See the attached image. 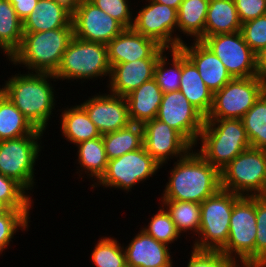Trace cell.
Masks as SVG:
<instances>
[{"mask_svg":"<svg viewBox=\"0 0 266 267\" xmlns=\"http://www.w3.org/2000/svg\"><path fill=\"white\" fill-rule=\"evenodd\" d=\"M161 200L202 203L221 189L220 171L198 152L175 162Z\"/></svg>","mask_w":266,"mask_h":267,"instance_id":"6da1fadb","label":"cell"},{"mask_svg":"<svg viewBox=\"0 0 266 267\" xmlns=\"http://www.w3.org/2000/svg\"><path fill=\"white\" fill-rule=\"evenodd\" d=\"M50 78L56 79L53 73L31 71L25 75L15 74L2 86V93L41 131H45L56 104Z\"/></svg>","mask_w":266,"mask_h":267,"instance_id":"7a4b0ae2","label":"cell"},{"mask_svg":"<svg viewBox=\"0 0 266 267\" xmlns=\"http://www.w3.org/2000/svg\"><path fill=\"white\" fill-rule=\"evenodd\" d=\"M198 140L197 152L219 171L251 147L242 119H205Z\"/></svg>","mask_w":266,"mask_h":267,"instance_id":"3957f363","label":"cell"},{"mask_svg":"<svg viewBox=\"0 0 266 267\" xmlns=\"http://www.w3.org/2000/svg\"><path fill=\"white\" fill-rule=\"evenodd\" d=\"M73 36V26L24 33L20 48L9 60L16 65H25L29 71L54 74Z\"/></svg>","mask_w":266,"mask_h":267,"instance_id":"277c9868","label":"cell"},{"mask_svg":"<svg viewBox=\"0 0 266 267\" xmlns=\"http://www.w3.org/2000/svg\"><path fill=\"white\" fill-rule=\"evenodd\" d=\"M220 175L223 190L247 197L266 196V150L246 149L226 165Z\"/></svg>","mask_w":266,"mask_h":267,"instance_id":"5b68a950","label":"cell"},{"mask_svg":"<svg viewBox=\"0 0 266 267\" xmlns=\"http://www.w3.org/2000/svg\"><path fill=\"white\" fill-rule=\"evenodd\" d=\"M110 71L106 44L89 42L73 36L54 76L57 80H90L110 76Z\"/></svg>","mask_w":266,"mask_h":267,"instance_id":"8992f818","label":"cell"},{"mask_svg":"<svg viewBox=\"0 0 266 267\" xmlns=\"http://www.w3.org/2000/svg\"><path fill=\"white\" fill-rule=\"evenodd\" d=\"M242 196L220 189L201 204V222L193 249L220 251L227 243L234 204Z\"/></svg>","mask_w":266,"mask_h":267,"instance_id":"52a82bcc","label":"cell"},{"mask_svg":"<svg viewBox=\"0 0 266 267\" xmlns=\"http://www.w3.org/2000/svg\"><path fill=\"white\" fill-rule=\"evenodd\" d=\"M256 234V196H242L233 206L229 236L220 252L238 258L244 267H255Z\"/></svg>","mask_w":266,"mask_h":267,"instance_id":"ba28073f","label":"cell"},{"mask_svg":"<svg viewBox=\"0 0 266 267\" xmlns=\"http://www.w3.org/2000/svg\"><path fill=\"white\" fill-rule=\"evenodd\" d=\"M266 91V82L259 76L233 78L213 93V103L205 119H242Z\"/></svg>","mask_w":266,"mask_h":267,"instance_id":"9c48e42d","label":"cell"},{"mask_svg":"<svg viewBox=\"0 0 266 267\" xmlns=\"http://www.w3.org/2000/svg\"><path fill=\"white\" fill-rule=\"evenodd\" d=\"M42 135L29 134L0 141V174L14 179L27 191L35 184L34 165L41 151L38 139H42Z\"/></svg>","mask_w":266,"mask_h":267,"instance_id":"30bf717a","label":"cell"},{"mask_svg":"<svg viewBox=\"0 0 266 267\" xmlns=\"http://www.w3.org/2000/svg\"><path fill=\"white\" fill-rule=\"evenodd\" d=\"M161 165L141 148L128 152L118 158L108 160L105 174L98 185L114 187L129 192L137 183L150 178Z\"/></svg>","mask_w":266,"mask_h":267,"instance_id":"8fae6325","label":"cell"},{"mask_svg":"<svg viewBox=\"0 0 266 267\" xmlns=\"http://www.w3.org/2000/svg\"><path fill=\"white\" fill-rule=\"evenodd\" d=\"M202 42L222 61L233 78L258 76L256 54L244 41L241 31L208 36Z\"/></svg>","mask_w":266,"mask_h":267,"instance_id":"7c38bea8","label":"cell"},{"mask_svg":"<svg viewBox=\"0 0 266 267\" xmlns=\"http://www.w3.org/2000/svg\"><path fill=\"white\" fill-rule=\"evenodd\" d=\"M139 14L134 17L132 28L143 36L155 40L160 46L167 49H179L184 42L180 37L173 36L177 28L178 11L172 7L152 0Z\"/></svg>","mask_w":266,"mask_h":267,"instance_id":"4fadbf2b","label":"cell"},{"mask_svg":"<svg viewBox=\"0 0 266 267\" xmlns=\"http://www.w3.org/2000/svg\"><path fill=\"white\" fill-rule=\"evenodd\" d=\"M72 24L75 37L106 45L125 29L89 0H79L72 5Z\"/></svg>","mask_w":266,"mask_h":267,"instance_id":"5bb4252c","label":"cell"},{"mask_svg":"<svg viewBox=\"0 0 266 267\" xmlns=\"http://www.w3.org/2000/svg\"><path fill=\"white\" fill-rule=\"evenodd\" d=\"M156 118L178 131L192 146L198 142L205 117L180 91L163 94Z\"/></svg>","mask_w":266,"mask_h":267,"instance_id":"9a60e30c","label":"cell"},{"mask_svg":"<svg viewBox=\"0 0 266 267\" xmlns=\"http://www.w3.org/2000/svg\"><path fill=\"white\" fill-rule=\"evenodd\" d=\"M143 146L161 166L170 157H185L193 148L178 131L157 118L143 124Z\"/></svg>","mask_w":266,"mask_h":267,"instance_id":"2e32d148","label":"cell"},{"mask_svg":"<svg viewBox=\"0 0 266 267\" xmlns=\"http://www.w3.org/2000/svg\"><path fill=\"white\" fill-rule=\"evenodd\" d=\"M101 135L125 128L132 122L126 98L112 93L95 95L81 103Z\"/></svg>","mask_w":266,"mask_h":267,"instance_id":"e0dca14e","label":"cell"},{"mask_svg":"<svg viewBox=\"0 0 266 267\" xmlns=\"http://www.w3.org/2000/svg\"><path fill=\"white\" fill-rule=\"evenodd\" d=\"M110 66L139 59H159L166 52L155 40L143 36L133 28H125L108 44Z\"/></svg>","mask_w":266,"mask_h":267,"instance_id":"ac0fdd59","label":"cell"},{"mask_svg":"<svg viewBox=\"0 0 266 267\" xmlns=\"http://www.w3.org/2000/svg\"><path fill=\"white\" fill-rule=\"evenodd\" d=\"M194 41L191 46L183 42L179 49L195 65L205 85L214 93L233 77L222 61L202 41Z\"/></svg>","mask_w":266,"mask_h":267,"instance_id":"d6986e66","label":"cell"},{"mask_svg":"<svg viewBox=\"0 0 266 267\" xmlns=\"http://www.w3.org/2000/svg\"><path fill=\"white\" fill-rule=\"evenodd\" d=\"M127 267H172L168 245L158 242L143 230L124 248Z\"/></svg>","mask_w":266,"mask_h":267,"instance_id":"ffe728a7","label":"cell"},{"mask_svg":"<svg viewBox=\"0 0 266 267\" xmlns=\"http://www.w3.org/2000/svg\"><path fill=\"white\" fill-rule=\"evenodd\" d=\"M72 24V4L67 0H38L34 11L23 21V33L43 32Z\"/></svg>","mask_w":266,"mask_h":267,"instance_id":"44dd1931","label":"cell"},{"mask_svg":"<svg viewBox=\"0 0 266 267\" xmlns=\"http://www.w3.org/2000/svg\"><path fill=\"white\" fill-rule=\"evenodd\" d=\"M157 61L158 59H139L113 65L108 84L110 93L126 97L144 82L153 79Z\"/></svg>","mask_w":266,"mask_h":267,"instance_id":"7402d4cb","label":"cell"},{"mask_svg":"<svg viewBox=\"0 0 266 267\" xmlns=\"http://www.w3.org/2000/svg\"><path fill=\"white\" fill-rule=\"evenodd\" d=\"M162 96L163 92L154 78L129 93L125 98L131 122L143 125L156 118Z\"/></svg>","mask_w":266,"mask_h":267,"instance_id":"603a6c76","label":"cell"},{"mask_svg":"<svg viewBox=\"0 0 266 267\" xmlns=\"http://www.w3.org/2000/svg\"><path fill=\"white\" fill-rule=\"evenodd\" d=\"M179 90L206 118L213 103V92L205 85L195 65L181 51V79Z\"/></svg>","mask_w":266,"mask_h":267,"instance_id":"cb8c5ba5","label":"cell"},{"mask_svg":"<svg viewBox=\"0 0 266 267\" xmlns=\"http://www.w3.org/2000/svg\"><path fill=\"white\" fill-rule=\"evenodd\" d=\"M235 2L233 0H210L204 27V39L208 36L241 31Z\"/></svg>","mask_w":266,"mask_h":267,"instance_id":"d4e9b609","label":"cell"},{"mask_svg":"<svg viewBox=\"0 0 266 267\" xmlns=\"http://www.w3.org/2000/svg\"><path fill=\"white\" fill-rule=\"evenodd\" d=\"M62 112L61 130L70 143L78 144L100 137L101 134L81 105L66 108Z\"/></svg>","mask_w":266,"mask_h":267,"instance_id":"484cf974","label":"cell"},{"mask_svg":"<svg viewBox=\"0 0 266 267\" xmlns=\"http://www.w3.org/2000/svg\"><path fill=\"white\" fill-rule=\"evenodd\" d=\"M43 133L31 124L4 93L0 94V141Z\"/></svg>","mask_w":266,"mask_h":267,"instance_id":"4316f807","label":"cell"},{"mask_svg":"<svg viewBox=\"0 0 266 267\" xmlns=\"http://www.w3.org/2000/svg\"><path fill=\"white\" fill-rule=\"evenodd\" d=\"M23 22L8 0H0V49L8 59L20 48L23 40Z\"/></svg>","mask_w":266,"mask_h":267,"instance_id":"83f0119b","label":"cell"},{"mask_svg":"<svg viewBox=\"0 0 266 267\" xmlns=\"http://www.w3.org/2000/svg\"><path fill=\"white\" fill-rule=\"evenodd\" d=\"M107 159L118 158L143 146V125L131 123L118 131L102 135Z\"/></svg>","mask_w":266,"mask_h":267,"instance_id":"f1b7e54d","label":"cell"},{"mask_svg":"<svg viewBox=\"0 0 266 267\" xmlns=\"http://www.w3.org/2000/svg\"><path fill=\"white\" fill-rule=\"evenodd\" d=\"M210 0H183L178 9L177 28L193 40H204V27Z\"/></svg>","mask_w":266,"mask_h":267,"instance_id":"f546056e","label":"cell"},{"mask_svg":"<svg viewBox=\"0 0 266 267\" xmlns=\"http://www.w3.org/2000/svg\"><path fill=\"white\" fill-rule=\"evenodd\" d=\"M78 146V163L90 175L99 181L105 174L108 159L102 135L95 139L87 140L76 144Z\"/></svg>","mask_w":266,"mask_h":267,"instance_id":"4dcf8cb0","label":"cell"},{"mask_svg":"<svg viewBox=\"0 0 266 267\" xmlns=\"http://www.w3.org/2000/svg\"><path fill=\"white\" fill-rule=\"evenodd\" d=\"M161 201H163L162 206L166 207V211L169 213L180 235L183 231L187 232L188 230L198 235L201 222L200 203L177 200Z\"/></svg>","mask_w":266,"mask_h":267,"instance_id":"1f68e13d","label":"cell"},{"mask_svg":"<svg viewBox=\"0 0 266 267\" xmlns=\"http://www.w3.org/2000/svg\"><path fill=\"white\" fill-rule=\"evenodd\" d=\"M252 148L266 150V91L242 117Z\"/></svg>","mask_w":266,"mask_h":267,"instance_id":"d6a6232c","label":"cell"},{"mask_svg":"<svg viewBox=\"0 0 266 267\" xmlns=\"http://www.w3.org/2000/svg\"><path fill=\"white\" fill-rule=\"evenodd\" d=\"M172 55V68L166 67L168 59L164 53L159 57L154 72V79L156 80L158 86L161 88L163 94L168 92L177 91L180 88L181 79V50L171 49ZM167 61V62H166ZM168 63V64H167ZM166 65V66H165Z\"/></svg>","mask_w":266,"mask_h":267,"instance_id":"836d02e7","label":"cell"},{"mask_svg":"<svg viewBox=\"0 0 266 267\" xmlns=\"http://www.w3.org/2000/svg\"><path fill=\"white\" fill-rule=\"evenodd\" d=\"M117 242L111 237L101 238L97 242L91 254L96 267H127L124 247Z\"/></svg>","mask_w":266,"mask_h":267,"instance_id":"e575fe53","label":"cell"},{"mask_svg":"<svg viewBox=\"0 0 266 267\" xmlns=\"http://www.w3.org/2000/svg\"><path fill=\"white\" fill-rule=\"evenodd\" d=\"M158 212L151 218L148 227L142 228L147 234L152 236L158 242L166 245L171 244L180 237L174 222L172 221L169 213L161 206Z\"/></svg>","mask_w":266,"mask_h":267,"instance_id":"d590c367","label":"cell"},{"mask_svg":"<svg viewBox=\"0 0 266 267\" xmlns=\"http://www.w3.org/2000/svg\"><path fill=\"white\" fill-rule=\"evenodd\" d=\"M26 190L14 179L0 174V201L10 209L30 210L32 200Z\"/></svg>","mask_w":266,"mask_h":267,"instance_id":"8d00e7d4","label":"cell"},{"mask_svg":"<svg viewBox=\"0 0 266 267\" xmlns=\"http://www.w3.org/2000/svg\"><path fill=\"white\" fill-rule=\"evenodd\" d=\"M30 210L9 209L4 215L0 216V253L8 248L14 233L18 231V227L22 230L28 229V219ZM27 228V229H26Z\"/></svg>","mask_w":266,"mask_h":267,"instance_id":"74e56055","label":"cell"},{"mask_svg":"<svg viewBox=\"0 0 266 267\" xmlns=\"http://www.w3.org/2000/svg\"><path fill=\"white\" fill-rule=\"evenodd\" d=\"M255 267H266V196H256Z\"/></svg>","mask_w":266,"mask_h":267,"instance_id":"f35d334b","label":"cell"},{"mask_svg":"<svg viewBox=\"0 0 266 267\" xmlns=\"http://www.w3.org/2000/svg\"><path fill=\"white\" fill-rule=\"evenodd\" d=\"M191 252L187 267H242L238 265L239 260L228 257L220 251L193 249Z\"/></svg>","mask_w":266,"mask_h":267,"instance_id":"ab89813d","label":"cell"},{"mask_svg":"<svg viewBox=\"0 0 266 267\" xmlns=\"http://www.w3.org/2000/svg\"><path fill=\"white\" fill-rule=\"evenodd\" d=\"M241 33L246 44L257 54L266 46V15L242 23Z\"/></svg>","mask_w":266,"mask_h":267,"instance_id":"60d3db41","label":"cell"},{"mask_svg":"<svg viewBox=\"0 0 266 267\" xmlns=\"http://www.w3.org/2000/svg\"><path fill=\"white\" fill-rule=\"evenodd\" d=\"M104 13L119 21L125 28H132L134 20L128 0H89Z\"/></svg>","mask_w":266,"mask_h":267,"instance_id":"b9f144b4","label":"cell"},{"mask_svg":"<svg viewBox=\"0 0 266 267\" xmlns=\"http://www.w3.org/2000/svg\"><path fill=\"white\" fill-rule=\"evenodd\" d=\"M241 23L266 15V0H233Z\"/></svg>","mask_w":266,"mask_h":267,"instance_id":"7bdbcfd3","label":"cell"},{"mask_svg":"<svg viewBox=\"0 0 266 267\" xmlns=\"http://www.w3.org/2000/svg\"><path fill=\"white\" fill-rule=\"evenodd\" d=\"M22 22L34 11L38 0H8Z\"/></svg>","mask_w":266,"mask_h":267,"instance_id":"ee69618b","label":"cell"},{"mask_svg":"<svg viewBox=\"0 0 266 267\" xmlns=\"http://www.w3.org/2000/svg\"><path fill=\"white\" fill-rule=\"evenodd\" d=\"M256 68L258 76L266 82V46L256 54Z\"/></svg>","mask_w":266,"mask_h":267,"instance_id":"f6af8a7d","label":"cell"},{"mask_svg":"<svg viewBox=\"0 0 266 267\" xmlns=\"http://www.w3.org/2000/svg\"><path fill=\"white\" fill-rule=\"evenodd\" d=\"M160 4L167 5L169 7H172L178 11L180 4L183 0H152Z\"/></svg>","mask_w":266,"mask_h":267,"instance_id":"bcb514c9","label":"cell"},{"mask_svg":"<svg viewBox=\"0 0 266 267\" xmlns=\"http://www.w3.org/2000/svg\"><path fill=\"white\" fill-rule=\"evenodd\" d=\"M10 208L3 202L0 201V216L4 215Z\"/></svg>","mask_w":266,"mask_h":267,"instance_id":"7dc6e473","label":"cell"},{"mask_svg":"<svg viewBox=\"0 0 266 267\" xmlns=\"http://www.w3.org/2000/svg\"><path fill=\"white\" fill-rule=\"evenodd\" d=\"M67 1H69L73 5L74 3L78 2L79 0H67Z\"/></svg>","mask_w":266,"mask_h":267,"instance_id":"c3c4849f","label":"cell"}]
</instances>
